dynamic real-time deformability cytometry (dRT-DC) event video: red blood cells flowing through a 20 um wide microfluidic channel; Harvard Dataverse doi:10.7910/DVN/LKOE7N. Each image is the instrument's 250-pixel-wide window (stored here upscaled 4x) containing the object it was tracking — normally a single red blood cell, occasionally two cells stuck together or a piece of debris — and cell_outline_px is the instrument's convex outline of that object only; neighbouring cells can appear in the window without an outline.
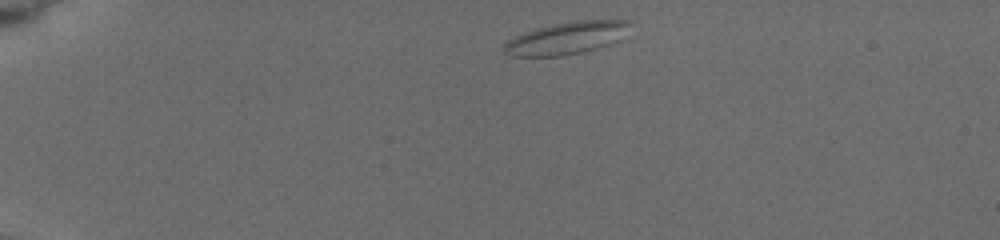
{"species": "common noctule bat (a hibernating species)", "species_latin": "Nyctalus noctula", "temperature_condition": "cold", "stored_images_in_passage": 3, "camera_frame_rate_fps": 3000, "um_per_image_px": 0.085, "animal": {"sex": "female", "body_mass_g": 19.5, "forearm_length_mm": 54.1}, "frame": {"image": 1, "passage_image": 1, "time_ms": 0.0, "image_size_px": [1000, 240], "cell_outline_px": [[632, 24], [620, 40], [596, 48], [580, 52], [560, 56], [508, 56], [504, 52], [504, 44], [508, 40], [516, 36], [536, 28], [552, 24], [576, 20], [628, 20]], "centroid_in_image_um": [48.17, 3.23], "position_along_channel_um": 36.8, "area_um2": 23.58}}